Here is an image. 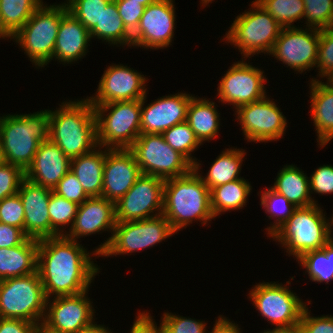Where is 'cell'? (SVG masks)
<instances>
[{"instance_id":"cell-28","label":"cell","mask_w":333,"mask_h":333,"mask_svg":"<svg viewBox=\"0 0 333 333\" xmlns=\"http://www.w3.org/2000/svg\"><path fill=\"white\" fill-rule=\"evenodd\" d=\"M97 148L71 159L70 162V171L77 177L89 197H101L103 186L107 148H104V151L102 146L98 145Z\"/></svg>"},{"instance_id":"cell-29","label":"cell","mask_w":333,"mask_h":333,"mask_svg":"<svg viewBox=\"0 0 333 333\" xmlns=\"http://www.w3.org/2000/svg\"><path fill=\"white\" fill-rule=\"evenodd\" d=\"M216 106L215 102L207 100V98L195 96L189 102L186 122L201 144L216 138L220 131V113Z\"/></svg>"},{"instance_id":"cell-57","label":"cell","mask_w":333,"mask_h":333,"mask_svg":"<svg viewBox=\"0 0 333 333\" xmlns=\"http://www.w3.org/2000/svg\"><path fill=\"white\" fill-rule=\"evenodd\" d=\"M324 77L327 78V82L324 84L333 90V70L326 74Z\"/></svg>"},{"instance_id":"cell-56","label":"cell","mask_w":333,"mask_h":333,"mask_svg":"<svg viewBox=\"0 0 333 333\" xmlns=\"http://www.w3.org/2000/svg\"><path fill=\"white\" fill-rule=\"evenodd\" d=\"M0 38H10L13 39V36L6 30V28L4 27L2 20H1V16H0Z\"/></svg>"},{"instance_id":"cell-18","label":"cell","mask_w":333,"mask_h":333,"mask_svg":"<svg viewBox=\"0 0 333 333\" xmlns=\"http://www.w3.org/2000/svg\"><path fill=\"white\" fill-rule=\"evenodd\" d=\"M175 8L173 0H157L149 4L132 33V46L164 49L174 38Z\"/></svg>"},{"instance_id":"cell-32","label":"cell","mask_w":333,"mask_h":333,"mask_svg":"<svg viewBox=\"0 0 333 333\" xmlns=\"http://www.w3.org/2000/svg\"><path fill=\"white\" fill-rule=\"evenodd\" d=\"M90 37H97L110 45L132 47V34L124 26L115 0H111L102 11L100 23L90 31Z\"/></svg>"},{"instance_id":"cell-55","label":"cell","mask_w":333,"mask_h":333,"mask_svg":"<svg viewBox=\"0 0 333 333\" xmlns=\"http://www.w3.org/2000/svg\"><path fill=\"white\" fill-rule=\"evenodd\" d=\"M261 333H303L300 326L297 325V326H294V327H291V328H279V329H276L273 327V329H268V330H264V332H261Z\"/></svg>"},{"instance_id":"cell-24","label":"cell","mask_w":333,"mask_h":333,"mask_svg":"<svg viewBox=\"0 0 333 333\" xmlns=\"http://www.w3.org/2000/svg\"><path fill=\"white\" fill-rule=\"evenodd\" d=\"M71 160L50 139L41 142L25 178L33 183L53 190L70 171Z\"/></svg>"},{"instance_id":"cell-6","label":"cell","mask_w":333,"mask_h":333,"mask_svg":"<svg viewBox=\"0 0 333 333\" xmlns=\"http://www.w3.org/2000/svg\"><path fill=\"white\" fill-rule=\"evenodd\" d=\"M67 11L66 2L49 6L42 3L13 36L36 68H42L53 60L60 21Z\"/></svg>"},{"instance_id":"cell-7","label":"cell","mask_w":333,"mask_h":333,"mask_svg":"<svg viewBox=\"0 0 333 333\" xmlns=\"http://www.w3.org/2000/svg\"><path fill=\"white\" fill-rule=\"evenodd\" d=\"M252 10L235 17L223 40L240 51L244 60L259 53L270 54L282 26L256 1Z\"/></svg>"},{"instance_id":"cell-36","label":"cell","mask_w":333,"mask_h":333,"mask_svg":"<svg viewBox=\"0 0 333 333\" xmlns=\"http://www.w3.org/2000/svg\"><path fill=\"white\" fill-rule=\"evenodd\" d=\"M79 205L73 201H69L62 196L57 195L53 191L50 195L48 211L51 223V237L65 235L64 227L66 225L71 229Z\"/></svg>"},{"instance_id":"cell-8","label":"cell","mask_w":333,"mask_h":333,"mask_svg":"<svg viewBox=\"0 0 333 333\" xmlns=\"http://www.w3.org/2000/svg\"><path fill=\"white\" fill-rule=\"evenodd\" d=\"M92 106L96 117L97 144L103 148L129 149L141 134V100Z\"/></svg>"},{"instance_id":"cell-20","label":"cell","mask_w":333,"mask_h":333,"mask_svg":"<svg viewBox=\"0 0 333 333\" xmlns=\"http://www.w3.org/2000/svg\"><path fill=\"white\" fill-rule=\"evenodd\" d=\"M141 174L130 149L107 148L101 197L116 203L130 190Z\"/></svg>"},{"instance_id":"cell-30","label":"cell","mask_w":333,"mask_h":333,"mask_svg":"<svg viewBox=\"0 0 333 333\" xmlns=\"http://www.w3.org/2000/svg\"><path fill=\"white\" fill-rule=\"evenodd\" d=\"M271 188L284 195L295 207L318 204L310 194L309 177L296 165H285Z\"/></svg>"},{"instance_id":"cell-59","label":"cell","mask_w":333,"mask_h":333,"mask_svg":"<svg viewBox=\"0 0 333 333\" xmlns=\"http://www.w3.org/2000/svg\"><path fill=\"white\" fill-rule=\"evenodd\" d=\"M128 1L138 2L139 4H142L143 6L147 7L149 4H152V3L156 2L157 0H128Z\"/></svg>"},{"instance_id":"cell-60","label":"cell","mask_w":333,"mask_h":333,"mask_svg":"<svg viewBox=\"0 0 333 333\" xmlns=\"http://www.w3.org/2000/svg\"><path fill=\"white\" fill-rule=\"evenodd\" d=\"M5 163H6V161H5L4 153H3L2 146L0 143V166H2Z\"/></svg>"},{"instance_id":"cell-31","label":"cell","mask_w":333,"mask_h":333,"mask_svg":"<svg viewBox=\"0 0 333 333\" xmlns=\"http://www.w3.org/2000/svg\"><path fill=\"white\" fill-rule=\"evenodd\" d=\"M245 155L246 152L242 148H228L217 156L206 176L203 177L199 173V169H201L199 168L201 167L199 162L194 165V170L200 174L204 184L211 190L213 187L243 178L239 177V174Z\"/></svg>"},{"instance_id":"cell-21","label":"cell","mask_w":333,"mask_h":333,"mask_svg":"<svg viewBox=\"0 0 333 333\" xmlns=\"http://www.w3.org/2000/svg\"><path fill=\"white\" fill-rule=\"evenodd\" d=\"M146 97L141 100V134H162L170 127L186 121L187 108L193 95L178 92L157 98L144 107Z\"/></svg>"},{"instance_id":"cell-35","label":"cell","mask_w":333,"mask_h":333,"mask_svg":"<svg viewBox=\"0 0 333 333\" xmlns=\"http://www.w3.org/2000/svg\"><path fill=\"white\" fill-rule=\"evenodd\" d=\"M42 3L43 0H0V16L6 30L14 36Z\"/></svg>"},{"instance_id":"cell-12","label":"cell","mask_w":333,"mask_h":333,"mask_svg":"<svg viewBox=\"0 0 333 333\" xmlns=\"http://www.w3.org/2000/svg\"><path fill=\"white\" fill-rule=\"evenodd\" d=\"M286 283L259 282L248 294L261 316L271 325H275L276 329L299 325L307 306L296 293L289 290L287 285L291 284L290 281Z\"/></svg>"},{"instance_id":"cell-42","label":"cell","mask_w":333,"mask_h":333,"mask_svg":"<svg viewBox=\"0 0 333 333\" xmlns=\"http://www.w3.org/2000/svg\"><path fill=\"white\" fill-rule=\"evenodd\" d=\"M160 325L165 333H207L206 322L164 312Z\"/></svg>"},{"instance_id":"cell-61","label":"cell","mask_w":333,"mask_h":333,"mask_svg":"<svg viewBox=\"0 0 333 333\" xmlns=\"http://www.w3.org/2000/svg\"><path fill=\"white\" fill-rule=\"evenodd\" d=\"M212 1H213V0H201L200 3L202 4V6H205V7H206L207 4L209 5V3H212Z\"/></svg>"},{"instance_id":"cell-10","label":"cell","mask_w":333,"mask_h":333,"mask_svg":"<svg viewBox=\"0 0 333 333\" xmlns=\"http://www.w3.org/2000/svg\"><path fill=\"white\" fill-rule=\"evenodd\" d=\"M176 232L163 214L144 220L116 223L112 237L95 251L99 257L134 253L169 238Z\"/></svg>"},{"instance_id":"cell-27","label":"cell","mask_w":333,"mask_h":333,"mask_svg":"<svg viewBox=\"0 0 333 333\" xmlns=\"http://www.w3.org/2000/svg\"><path fill=\"white\" fill-rule=\"evenodd\" d=\"M38 240L27 238L22 244L0 248V280L22 277L37 271Z\"/></svg>"},{"instance_id":"cell-51","label":"cell","mask_w":333,"mask_h":333,"mask_svg":"<svg viewBox=\"0 0 333 333\" xmlns=\"http://www.w3.org/2000/svg\"><path fill=\"white\" fill-rule=\"evenodd\" d=\"M38 326L22 319L0 318V333H37Z\"/></svg>"},{"instance_id":"cell-47","label":"cell","mask_w":333,"mask_h":333,"mask_svg":"<svg viewBox=\"0 0 333 333\" xmlns=\"http://www.w3.org/2000/svg\"><path fill=\"white\" fill-rule=\"evenodd\" d=\"M115 2L124 26L132 34L137 29L146 6L128 0H115Z\"/></svg>"},{"instance_id":"cell-14","label":"cell","mask_w":333,"mask_h":333,"mask_svg":"<svg viewBox=\"0 0 333 333\" xmlns=\"http://www.w3.org/2000/svg\"><path fill=\"white\" fill-rule=\"evenodd\" d=\"M264 98L240 106L235 111L248 142L277 141L285 134L287 119L273 100Z\"/></svg>"},{"instance_id":"cell-22","label":"cell","mask_w":333,"mask_h":333,"mask_svg":"<svg viewBox=\"0 0 333 333\" xmlns=\"http://www.w3.org/2000/svg\"><path fill=\"white\" fill-rule=\"evenodd\" d=\"M52 190L24 178L18 194L24 206V233L29 238L51 237L48 204Z\"/></svg>"},{"instance_id":"cell-41","label":"cell","mask_w":333,"mask_h":333,"mask_svg":"<svg viewBox=\"0 0 333 333\" xmlns=\"http://www.w3.org/2000/svg\"><path fill=\"white\" fill-rule=\"evenodd\" d=\"M303 2L307 28L322 30L333 27V0H303Z\"/></svg>"},{"instance_id":"cell-16","label":"cell","mask_w":333,"mask_h":333,"mask_svg":"<svg viewBox=\"0 0 333 333\" xmlns=\"http://www.w3.org/2000/svg\"><path fill=\"white\" fill-rule=\"evenodd\" d=\"M264 71L242 61L234 62L222 76L217 88L219 102L230 104L235 110L266 96ZM265 89V90H264Z\"/></svg>"},{"instance_id":"cell-25","label":"cell","mask_w":333,"mask_h":333,"mask_svg":"<svg viewBox=\"0 0 333 333\" xmlns=\"http://www.w3.org/2000/svg\"><path fill=\"white\" fill-rule=\"evenodd\" d=\"M91 41L90 32L69 11L60 21L53 58L63 65L75 63L87 54L88 45Z\"/></svg>"},{"instance_id":"cell-40","label":"cell","mask_w":333,"mask_h":333,"mask_svg":"<svg viewBox=\"0 0 333 333\" xmlns=\"http://www.w3.org/2000/svg\"><path fill=\"white\" fill-rule=\"evenodd\" d=\"M111 0H67L68 11L90 32L100 23L102 11Z\"/></svg>"},{"instance_id":"cell-13","label":"cell","mask_w":333,"mask_h":333,"mask_svg":"<svg viewBox=\"0 0 333 333\" xmlns=\"http://www.w3.org/2000/svg\"><path fill=\"white\" fill-rule=\"evenodd\" d=\"M164 183L165 180L157 176L141 174L130 190L115 203L116 223L161 215Z\"/></svg>"},{"instance_id":"cell-49","label":"cell","mask_w":333,"mask_h":333,"mask_svg":"<svg viewBox=\"0 0 333 333\" xmlns=\"http://www.w3.org/2000/svg\"><path fill=\"white\" fill-rule=\"evenodd\" d=\"M299 326L303 333H333V316H311L308 307H305Z\"/></svg>"},{"instance_id":"cell-33","label":"cell","mask_w":333,"mask_h":333,"mask_svg":"<svg viewBox=\"0 0 333 333\" xmlns=\"http://www.w3.org/2000/svg\"><path fill=\"white\" fill-rule=\"evenodd\" d=\"M251 189V184L244 178L213 187L210 190V198L215 218L226 211L242 209L247 203Z\"/></svg>"},{"instance_id":"cell-38","label":"cell","mask_w":333,"mask_h":333,"mask_svg":"<svg viewBox=\"0 0 333 333\" xmlns=\"http://www.w3.org/2000/svg\"><path fill=\"white\" fill-rule=\"evenodd\" d=\"M283 28L296 27L297 20L304 18L305 5L303 0H255Z\"/></svg>"},{"instance_id":"cell-4","label":"cell","mask_w":333,"mask_h":333,"mask_svg":"<svg viewBox=\"0 0 333 333\" xmlns=\"http://www.w3.org/2000/svg\"><path fill=\"white\" fill-rule=\"evenodd\" d=\"M49 129V109L0 117V143L6 163L25 172L39 144L49 140Z\"/></svg>"},{"instance_id":"cell-46","label":"cell","mask_w":333,"mask_h":333,"mask_svg":"<svg viewBox=\"0 0 333 333\" xmlns=\"http://www.w3.org/2000/svg\"><path fill=\"white\" fill-rule=\"evenodd\" d=\"M59 196L69 201H73L78 205L82 204L89 196L84 191L77 177L69 171L52 190Z\"/></svg>"},{"instance_id":"cell-54","label":"cell","mask_w":333,"mask_h":333,"mask_svg":"<svg viewBox=\"0 0 333 333\" xmlns=\"http://www.w3.org/2000/svg\"><path fill=\"white\" fill-rule=\"evenodd\" d=\"M78 333H112L111 330L108 329V327L106 328L105 325H100V324H96V322H94L91 326L80 330Z\"/></svg>"},{"instance_id":"cell-39","label":"cell","mask_w":333,"mask_h":333,"mask_svg":"<svg viewBox=\"0 0 333 333\" xmlns=\"http://www.w3.org/2000/svg\"><path fill=\"white\" fill-rule=\"evenodd\" d=\"M162 135L171 148L184 155L193 165L198 162L196 157L193 158L191 155L202 144L186 121L170 127Z\"/></svg>"},{"instance_id":"cell-58","label":"cell","mask_w":333,"mask_h":333,"mask_svg":"<svg viewBox=\"0 0 333 333\" xmlns=\"http://www.w3.org/2000/svg\"><path fill=\"white\" fill-rule=\"evenodd\" d=\"M37 333H58V332L52 331V330L48 329L47 327H45L42 323H40L38 326Z\"/></svg>"},{"instance_id":"cell-50","label":"cell","mask_w":333,"mask_h":333,"mask_svg":"<svg viewBox=\"0 0 333 333\" xmlns=\"http://www.w3.org/2000/svg\"><path fill=\"white\" fill-rule=\"evenodd\" d=\"M28 236L21 228L0 222V248H10L22 244Z\"/></svg>"},{"instance_id":"cell-11","label":"cell","mask_w":333,"mask_h":333,"mask_svg":"<svg viewBox=\"0 0 333 333\" xmlns=\"http://www.w3.org/2000/svg\"><path fill=\"white\" fill-rule=\"evenodd\" d=\"M129 149L142 174L166 180L187 175L194 169L184 155L166 143L162 134H140Z\"/></svg>"},{"instance_id":"cell-48","label":"cell","mask_w":333,"mask_h":333,"mask_svg":"<svg viewBox=\"0 0 333 333\" xmlns=\"http://www.w3.org/2000/svg\"><path fill=\"white\" fill-rule=\"evenodd\" d=\"M310 194L333 193V166L323 165L318 167L309 177Z\"/></svg>"},{"instance_id":"cell-44","label":"cell","mask_w":333,"mask_h":333,"mask_svg":"<svg viewBox=\"0 0 333 333\" xmlns=\"http://www.w3.org/2000/svg\"><path fill=\"white\" fill-rule=\"evenodd\" d=\"M316 67L321 78L333 70V27L320 30Z\"/></svg>"},{"instance_id":"cell-15","label":"cell","mask_w":333,"mask_h":333,"mask_svg":"<svg viewBox=\"0 0 333 333\" xmlns=\"http://www.w3.org/2000/svg\"><path fill=\"white\" fill-rule=\"evenodd\" d=\"M319 39V29L282 28L269 55L298 73L309 71L316 67Z\"/></svg>"},{"instance_id":"cell-43","label":"cell","mask_w":333,"mask_h":333,"mask_svg":"<svg viewBox=\"0 0 333 333\" xmlns=\"http://www.w3.org/2000/svg\"><path fill=\"white\" fill-rule=\"evenodd\" d=\"M24 206L19 194L0 201V222L21 228L24 231Z\"/></svg>"},{"instance_id":"cell-34","label":"cell","mask_w":333,"mask_h":333,"mask_svg":"<svg viewBox=\"0 0 333 333\" xmlns=\"http://www.w3.org/2000/svg\"><path fill=\"white\" fill-rule=\"evenodd\" d=\"M296 261L306 269L310 280L328 284L333 280V238L321 249L307 252Z\"/></svg>"},{"instance_id":"cell-17","label":"cell","mask_w":333,"mask_h":333,"mask_svg":"<svg viewBox=\"0 0 333 333\" xmlns=\"http://www.w3.org/2000/svg\"><path fill=\"white\" fill-rule=\"evenodd\" d=\"M87 293L48 298L42 324L58 333H78L91 326L96 312Z\"/></svg>"},{"instance_id":"cell-3","label":"cell","mask_w":333,"mask_h":333,"mask_svg":"<svg viewBox=\"0 0 333 333\" xmlns=\"http://www.w3.org/2000/svg\"><path fill=\"white\" fill-rule=\"evenodd\" d=\"M162 214L176 233L193 221L206 225L215 218L210 189L194 169L187 175L165 180Z\"/></svg>"},{"instance_id":"cell-45","label":"cell","mask_w":333,"mask_h":333,"mask_svg":"<svg viewBox=\"0 0 333 333\" xmlns=\"http://www.w3.org/2000/svg\"><path fill=\"white\" fill-rule=\"evenodd\" d=\"M25 172L18 166L5 163L0 166V201L18 193Z\"/></svg>"},{"instance_id":"cell-1","label":"cell","mask_w":333,"mask_h":333,"mask_svg":"<svg viewBox=\"0 0 333 333\" xmlns=\"http://www.w3.org/2000/svg\"><path fill=\"white\" fill-rule=\"evenodd\" d=\"M91 255L99 258L95 250L89 253L79 241L65 235L39 239L37 271L46 298L89 291L100 272Z\"/></svg>"},{"instance_id":"cell-52","label":"cell","mask_w":333,"mask_h":333,"mask_svg":"<svg viewBox=\"0 0 333 333\" xmlns=\"http://www.w3.org/2000/svg\"><path fill=\"white\" fill-rule=\"evenodd\" d=\"M137 315L130 333H165L161 325L157 326L149 312H140Z\"/></svg>"},{"instance_id":"cell-2","label":"cell","mask_w":333,"mask_h":333,"mask_svg":"<svg viewBox=\"0 0 333 333\" xmlns=\"http://www.w3.org/2000/svg\"><path fill=\"white\" fill-rule=\"evenodd\" d=\"M49 110V139L71 160L98 146L95 110L89 99L62 102Z\"/></svg>"},{"instance_id":"cell-26","label":"cell","mask_w":333,"mask_h":333,"mask_svg":"<svg viewBox=\"0 0 333 333\" xmlns=\"http://www.w3.org/2000/svg\"><path fill=\"white\" fill-rule=\"evenodd\" d=\"M310 83L311 120L322 148L333 139V90L315 78Z\"/></svg>"},{"instance_id":"cell-5","label":"cell","mask_w":333,"mask_h":333,"mask_svg":"<svg viewBox=\"0 0 333 333\" xmlns=\"http://www.w3.org/2000/svg\"><path fill=\"white\" fill-rule=\"evenodd\" d=\"M318 204L296 207L292 215L270 236L282 244L296 260L307 252L319 250L333 237L329 218Z\"/></svg>"},{"instance_id":"cell-23","label":"cell","mask_w":333,"mask_h":333,"mask_svg":"<svg viewBox=\"0 0 333 333\" xmlns=\"http://www.w3.org/2000/svg\"><path fill=\"white\" fill-rule=\"evenodd\" d=\"M115 225V203L104 197H89L79 205L74 223L65 236L79 241L83 236L111 231L112 237Z\"/></svg>"},{"instance_id":"cell-37","label":"cell","mask_w":333,"mask_h":333,"mask_svg":"<svg viewBox=\"0 0 333 333\" xmlns=\"http://www.w3.org/2000/svg\"><path fill=\"white\" fill-rule=\"evenodd\" d=\"M261 207L265 209L268 214L269 220L274 218V223L265 228L268 231L269 236L279 228L287 219L292 215L296 208L284 195H281L274 191L271 187L265 188L262 194H260ZM276 219V220H275Z\"/></svg>"},{"instance_id":"cell-62","label":"cell","mask_w":333,"mask_h":333,"mask_svg":"<svg viewBox=\"0 0 333 333\" xmlns=\"http://www.w3.org/2000/svg\"><path fill=\"white\" fill-rule=\"evenodd\" d=\"M332 218H330V225L331 227L333 226V215L331 216Z\"/></svg>"},{"instance_id":"cell-53","label":"cell","mask_w":333,"mask_h":333,"mask_svg":"<svg viewBox=\"0 0 333 333\" xmlns=\"http://www.w3.org/2000/svg\"><path fill=\"white\" fill-rule=\"evenodd\" d=\"M240 329L238 324L236 325L230 319L221 315L216 319L212 331H208V333H241Z\"/></svg>"},{"instance_id":"cell-9","label":"cell","mask_w":333,"mask_h":333,"mask_svg":"<svg viewBox=\"0 0 333 333\" xmlns=\"http://www.w3.org/2000/svg\"><path fill=\"white\" fill-rule=\"evenodd\" d=\"M46 301L38 271L0 280V318L22 319L40 324L45 316Z\"/></svg>"},{"instance_id":"cell-19","label":"cell","mask_w":333,"mask_h":333,"mask_svg":"<svg viewBox=\"0 0 333 333\" xmlns=\"http://www.w3.org/2000/svg\"><path fill=\"white\" fill-rule=\"evenodd\" d=\"M146 82L147 78L137 70L127 65L113 64L104 71L95 96L88 99L92 105L142 100L148 92L144 87Z\"/></svg>"}]
</instances>
